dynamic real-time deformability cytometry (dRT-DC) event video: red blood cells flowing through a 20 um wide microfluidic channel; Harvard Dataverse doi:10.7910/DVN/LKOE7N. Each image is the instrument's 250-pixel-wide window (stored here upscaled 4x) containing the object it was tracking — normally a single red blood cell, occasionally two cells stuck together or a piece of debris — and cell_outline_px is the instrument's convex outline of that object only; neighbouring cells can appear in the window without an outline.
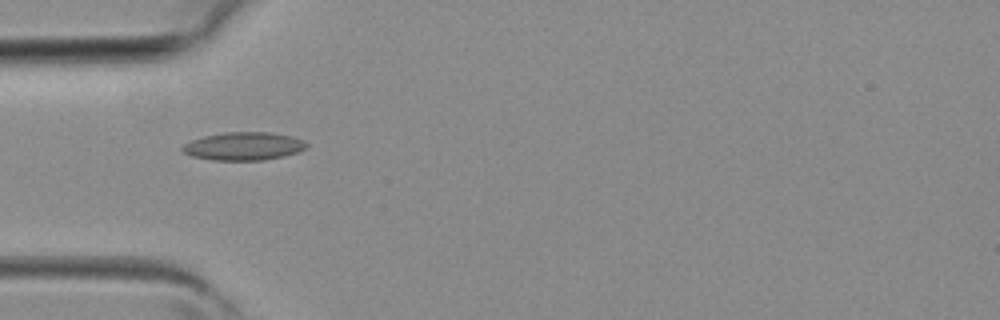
{"species": "common noctule bat (a hibernating species)", "species_latin": "Nyctalus noctula", "temperature_condition": "room temperature", "stored_images_in_passage": 4, "camera_frame_rate_fps": 3000, "um_per_image_px": 0.085, "animal": {"sex": "female", "body_mass_g": 19.3, "forearm_length_mm": 54.1}, "frame": {"image": 1, "passage_image": 4, "time_ms": 1.0, "image_size_px": [1000, 320], "cell_outline_px": [[308, 144], [304, 148], [296, 152], [284, 156], [264, 160], [212, 160], [192, 156], [184, 152], [180, 148], [184, 144], [192, 140], [204, 136], [224, 132], [268, 132], [292, 136], [304, 140]], "centroid_in_image_um": [20.7, 12.42], "position_along_channel_um": 64.3, "area_um2": 20.23}}